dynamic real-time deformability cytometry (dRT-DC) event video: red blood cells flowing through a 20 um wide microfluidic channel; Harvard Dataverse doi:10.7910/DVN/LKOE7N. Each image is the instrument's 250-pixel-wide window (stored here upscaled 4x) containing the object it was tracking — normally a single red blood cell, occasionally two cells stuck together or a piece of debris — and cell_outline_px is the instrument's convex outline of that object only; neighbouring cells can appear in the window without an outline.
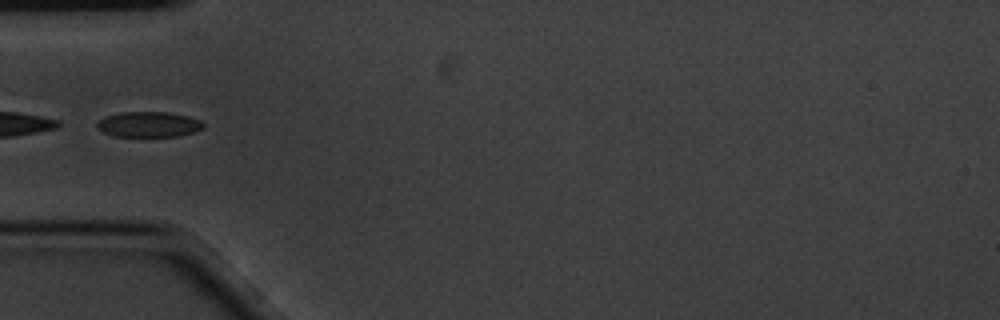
{"species": "common noctule bat (a hibernating species)", "species_latin": "Nyctalus noctula", "temperature_condition": "cold", "stored_images_in_passage": 7, "camera_frame_rate_fps": 3000, "um_per_image_px": 0.085, "animal": {"sex": "male", "body_mass_g": 20.1, "forearm_length_mm": 53.5}, "frame": {"image": 1, "passage_image": 4, "time_ms": 1.0, "image_size_px": [1000, 320], "cell_outline_px": [[204, 128], [196, 132], [180, 136], [112, 136], [100, 132], [96, 128], [96, 124], [104, 116], [120, 112], [168, 112], [188, 116], [200, 120], [204, 124]], "centroid_in_image_um": [12.62, 10.58], "position_along_channel_um": 72.4, "area_um2": 16.01}}
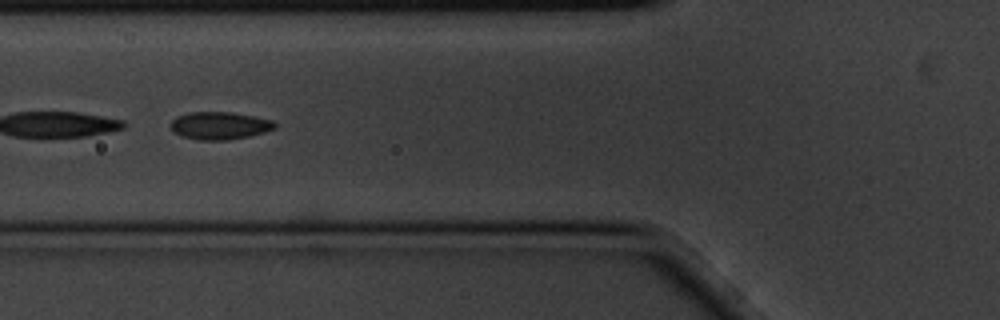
{"frame": {"image": 2, "passage_image": 5, "time_ms": 1.333, "image_size_px": [1000, 320], "cell_outline_px": [[276, 128], [264, 132], [248, 136], [228, 140], [200, 140], [180, 136], [172, 132], [172, 120], [176, 116], [188, 112], [232, 112], [272, 120], [276, 124]], "centroid_in_image_um": [18.64, 10.68], "position_along_channel_um": 107.2, "area_um2": 16.76}}